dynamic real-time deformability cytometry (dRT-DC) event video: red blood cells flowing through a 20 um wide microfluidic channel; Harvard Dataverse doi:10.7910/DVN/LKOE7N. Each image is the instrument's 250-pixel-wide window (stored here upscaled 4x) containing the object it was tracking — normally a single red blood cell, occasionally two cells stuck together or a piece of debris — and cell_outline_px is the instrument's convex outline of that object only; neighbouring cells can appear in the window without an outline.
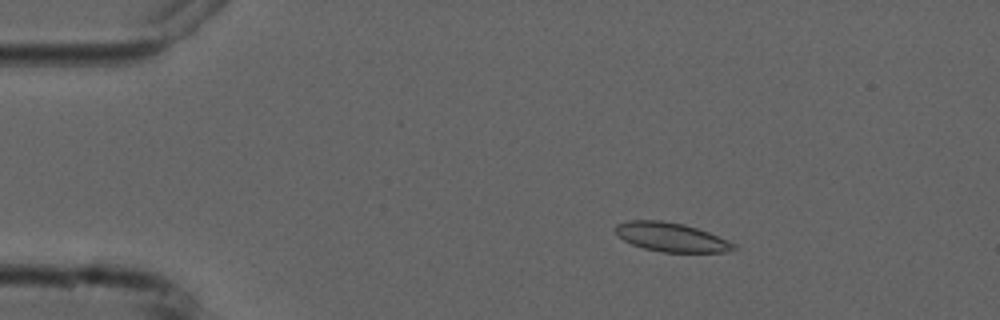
{"species": "common noctule bat (a hibernating species)", "species_latin": "Nyctalus noctula", "temperature_condition": "cold", "stored_images_in_passage": 5, "camera_frame_rate_fps": 3000, "um_per_image_px": 0.085, "animal": {"sex": "male", "forearm_length_mm": 52.5}, "frame": {"image": 1, "passage_image": 3, "time_ms": 2.333, "image_size_px": [1000, 320], "cell_outline_px": [[736, 248], [728, 252], [660, 252], [644, 248], [632, 244], [624, 240], [616, 232], [616, 224], [628, 220], [660, 220], [684, 224], [708, 232], [728, 240], [736, 244]], "centroid_in_image_um": [57.07, 20.16], "position_along_channel_um": 27.9, "area_um2": 19.88}}
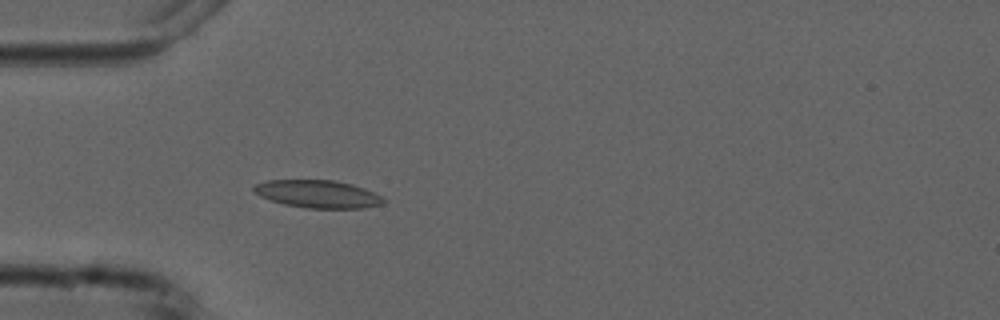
{"frame": {"image": 2, "passage_image": 5, "time_ms": 4.667, "image_size_px": [1000, 320], "cell_outline_px": [[388, 200], [384, 204], [364, 208], [308, 208], [284, 204], [260, 196], [252, 188], [256, 184], [268, 180], [336, 180], [352, 184], [364, 188]], "centroid_in_image_um": [27.06, 16.49], "position_along_channel_um": 57.9, "area_um2": 20.87}}